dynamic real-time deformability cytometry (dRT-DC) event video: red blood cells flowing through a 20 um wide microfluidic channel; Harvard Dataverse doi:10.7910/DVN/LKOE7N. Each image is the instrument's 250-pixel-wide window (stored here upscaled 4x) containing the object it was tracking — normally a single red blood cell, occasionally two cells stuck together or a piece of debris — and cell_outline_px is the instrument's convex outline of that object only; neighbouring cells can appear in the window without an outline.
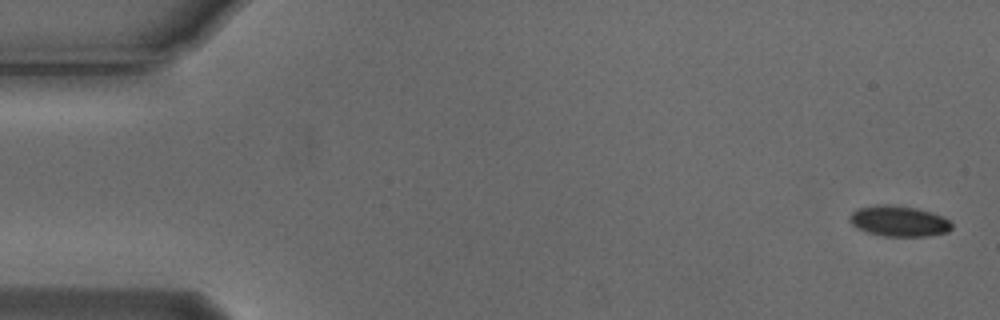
{"species": "Egyptian fruit bat (a non-hibernating species)", "species_latin": "Rousettus aegyptiacus", "temperature_condition": "cold", "stored_images_in_passage": 5, "camera_frame_rate_fps": 3000, "um_per_image_px": 0.085, "animal": {"sex": "male"}, "frame": {"image": 1, "passage_image": 1, "time_ms": 0.0, "image_size_px": [1000, 320], "cell_outline_px": [[952, 228], [948, 232], [928, 236], [884, 236], [868, 232], [852, 224], [848, 220], [848, 216], [856, 208], [876, 204], [884, 204], [916, 208], [940, 216], [948, 220], [952, 224]], "centroid_in_image_um": [76.37, 18.79], "position_along_channel_um": 8.6, "area_um2": 18.09}}
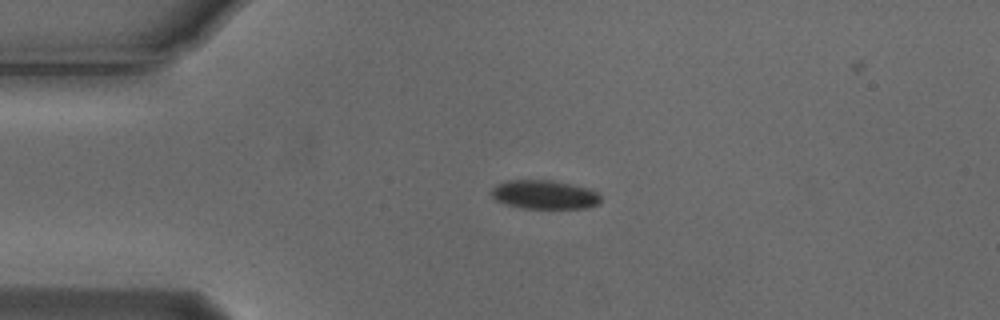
{"frame": {"image": 2, "passage_image": 4, "time_ms": 1.0, "image_size_px": [1000, 320], "cell_outline_px": [[600, 204], [588, 208], [520, 208], [504, 204], [496, 200], [492, 196], [492, 188], [496, 184], [508, 180], [552, 180], [588, 188], [596, 192], [600, 196]], "centroid_in_image_um": [46.27, 16.55], "position_along_channel_um": 38.7, "area_um2": 18.44}}